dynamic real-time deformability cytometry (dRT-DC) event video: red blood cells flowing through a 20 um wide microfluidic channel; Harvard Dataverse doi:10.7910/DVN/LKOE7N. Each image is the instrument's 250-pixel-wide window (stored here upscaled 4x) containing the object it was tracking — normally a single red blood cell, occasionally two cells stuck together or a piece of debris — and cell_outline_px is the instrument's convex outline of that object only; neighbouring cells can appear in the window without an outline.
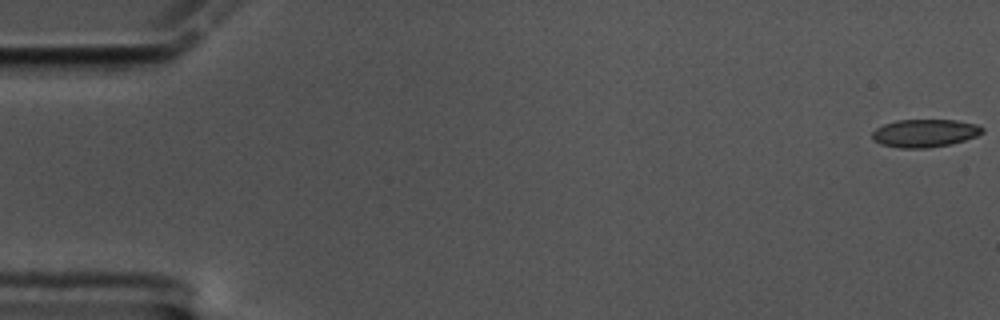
{"species": "common noctule bat (a hibernating species)", "species_latin": "Nyctalus noctula", "temperature_condition": "cold", "stored_images_in_passage": 18, "camera_frame_rate_fps": 3000, "um_per_image_px": 0.085, "animal": {"sex": "male", "body_mass_g": 17.5, "forearm_length_mm": 52.3}, "frame": {"image": 1, "passage_image": 1, "time_ms": 0.0, "image_size_px": [1000, 320], "cell_outline_px": [[984, 132], [976, 136], [964, 140], [948, 144], [928, 148], [900, 148], [880, 144], [872, 140], [872, 132], [876, 128], [884, 124], [896, 120], [956, 120], [976, 124], [984, 128]], "centroid_in_image_um": [78.58, 11.31], "position_along_channel_um": 6.4, "area_um2": 17.92}}
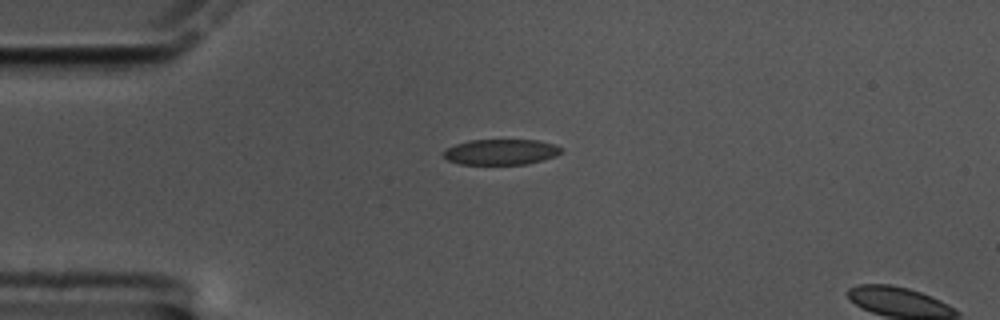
{"frame": {"image": 2, "passage_image": 15, "time_ms": 4.667, "image_size_px": [1000, 320], "cell_outline_px": [[564, 148], [556, 156], [544, 160], [524, 164], [460, 164], [448, 160], [440, 152], [456, 144], [468, 140], [536, 140], [556, 144]], "centroid_in_image_um": [42.59, 12.91], "position_along_channel_um": 42.4, "area_um2": 17.63}}